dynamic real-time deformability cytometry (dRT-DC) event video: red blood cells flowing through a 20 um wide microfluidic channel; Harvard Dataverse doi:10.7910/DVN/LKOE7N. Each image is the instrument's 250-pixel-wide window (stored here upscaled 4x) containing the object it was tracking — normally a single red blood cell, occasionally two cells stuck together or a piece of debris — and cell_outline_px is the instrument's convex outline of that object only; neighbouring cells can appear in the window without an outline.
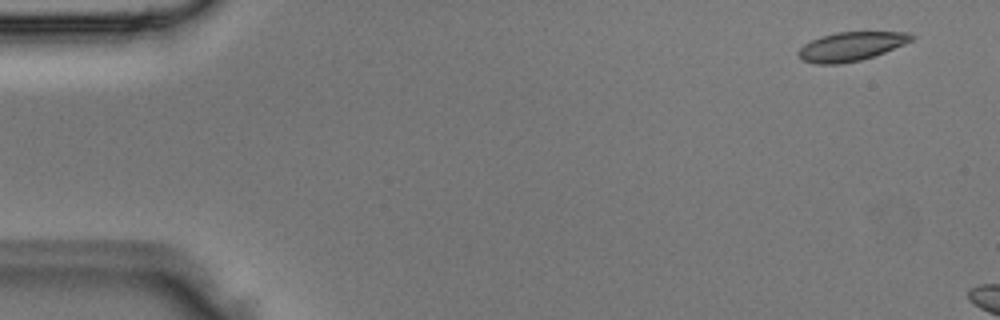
{"species": "Egyptian fruit bat (a non-hibernating species)", "species_latin": "Rousettus aegyptiacus", "temperature_condition": "room temperature", "stored_images_in_passage": 5, "camera_frame_rate_fps": 3000, "um_per_image_px": 0.085, "animal": {"sex": "male"}, "frame": {"image": 1, "passage_image": 1, "time_ms": 0.0, "image_size_px": [1000, 320], "cell_outline_px": [[916, 36], [912, 40], [904, 44], [884, 52], [860, 60], [840, 64], [816, 64], [804, 60], [796, 52], [804, 44], [812, 40], [836, 32], [912, 32]], "centroid_in_image_um": [72.36, 3.94], "position_along_channel_um": 12.6, "area_um2": 18.84}}
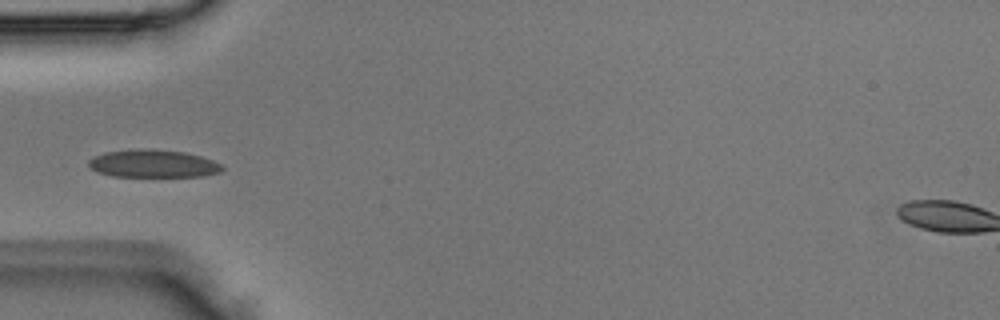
{"frame": {"image": 2, "passage_image": 5, "time_ms": 1.333, "image_size_px": [1000, 320], "cell_outline_px": [[224, 168], [220, 172], [200, 176], [112, 176], [96, 172], [88, 164], [88, 160], [92, 156], [104, 152], [140, 148], [152, 148], [184, 152], [200, 156], [212, 160], [220, 164]], "centroid_in_image_um": [12.96, 13.89], "position_along_channel_um": 72.0, "area_um2": 21.68}}